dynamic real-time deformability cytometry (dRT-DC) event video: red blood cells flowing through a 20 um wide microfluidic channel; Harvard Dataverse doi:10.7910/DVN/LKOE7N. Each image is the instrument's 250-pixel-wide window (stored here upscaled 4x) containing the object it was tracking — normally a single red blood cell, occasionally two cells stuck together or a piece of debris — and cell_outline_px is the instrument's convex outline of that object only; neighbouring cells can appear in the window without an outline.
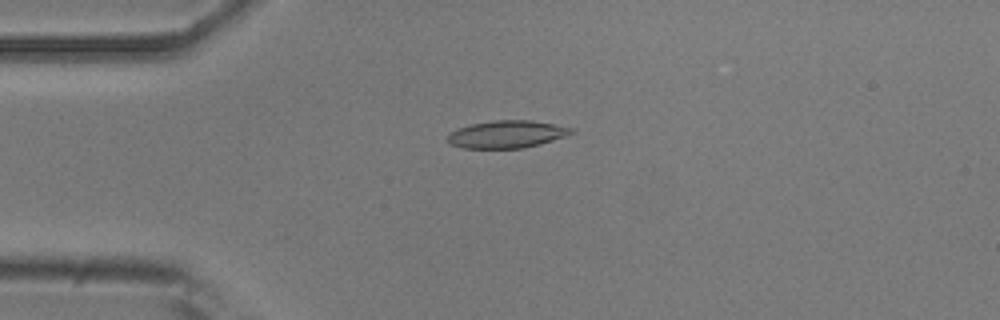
{"species": "common noctule bat (a hibernating species)", "species_latin": "Nyctalus noctula", "temperature_condition": "room temperature", "stored_images_in_passage": 4, "camera_frame_rate_fps": 3000, "um_per_image_px": 0.085, "animal": {"sex": "male", "body_mass_g": 20.5, "forearm_length_mm": 52.5}, "frame": {"image": 1, "passage_image": 4, "time_ms": 1.0, "image_size_px": [1000, 320], "cell_outline_px": [[576, 132], [568, 136], [540, 144], [524, 148], [464, 148], [448, 144], [448, 132], [456, 128], [472, 124], [492, 120], [532, 120], [576, 128]], "centroid_in_image_um": [43.11, 11.41], "position_along_channel_um": 41.9, "area_um2": 20.17}}